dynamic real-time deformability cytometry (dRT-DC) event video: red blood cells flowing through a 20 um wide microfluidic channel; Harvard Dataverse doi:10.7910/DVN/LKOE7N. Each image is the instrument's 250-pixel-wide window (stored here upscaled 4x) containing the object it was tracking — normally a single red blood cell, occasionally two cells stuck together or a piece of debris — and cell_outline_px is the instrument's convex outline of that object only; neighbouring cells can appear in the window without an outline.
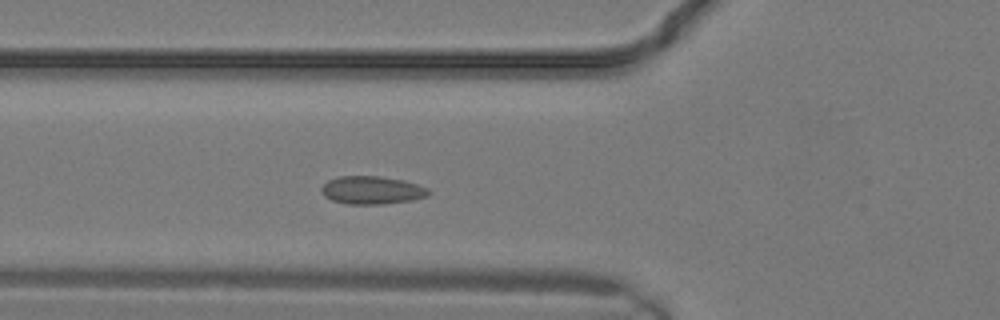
{"species": "common noctule bat (a hibernating species)", "species_latin": "Nyctalus noctula", "temperature_condition": "warm", "stored_images_in_passage": 13, "camera_frame_rate_fps": 3000, "um_per_image_px": 0.085, "animal": {"sex": "male", "body_mass_g": 19.2, "forearm_length_mm": 51.8}, "frame": {"image": 1, "passage_image": 8, "time_ms": 2.333, "image_size_px": [1000, 320], "cell_outline_px": [[432, 192], [428, 196], [412, 200], [384, 204], [348, 204], [332, 200], [324, 196], [320, 188], [328, 180], [340, 176], [380, 176], [404, 180], [428, 188]], "centroid_in_image_um": [31.63, 16.16], "position_along_channel_um": 94.2, "area_um2": 17.57}}
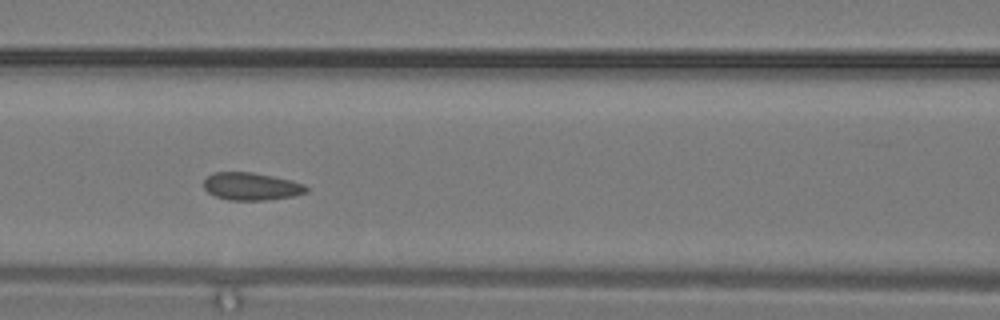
{"frame": {"image": 2, "passage_image": 10, "time_ms": 3.0, "image_size_px": [1000, 320], "cell_outline_px": [[308, 192], [292, 196], [268, 200], [228, 200], [216, 196], [208, 192], [204, 188], [204, 180], [212, 172], [252, 172], [272, 176], [304, 184], [308, 188]], "centroid_in_image_um": [21.34, 15.84], "position_along_channel_um": 145.3, "area_um2": 16.42}}
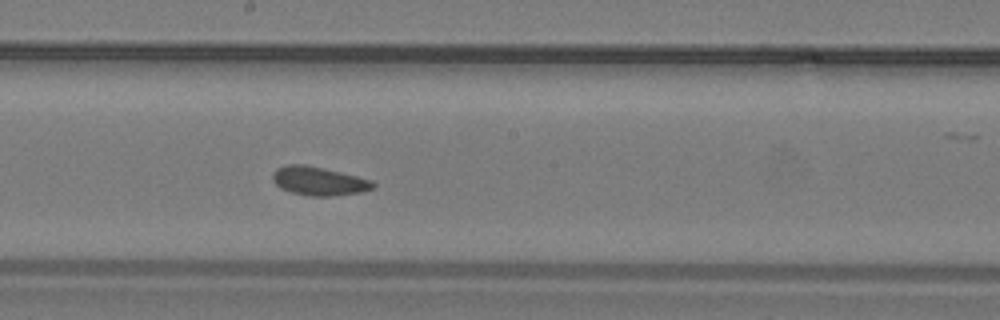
{"frame": {"image": 3, "passage_image": 13, "time_ms": 4.0, "image_size_px": [1000, 320], "cell_outline_px": [[376, 188], [360, 192], [332, 196], [308, 196], [292, 192], [280, 188], [272, 180], [272, 172], [276, 168], [284, 164], [304, 164], [324, 168], [372, 180], [376, 184]], "centroid_in_image_um": [27.08, 15.38], "position_along_channel_um": 221.1, "area_um2": 16.94}}